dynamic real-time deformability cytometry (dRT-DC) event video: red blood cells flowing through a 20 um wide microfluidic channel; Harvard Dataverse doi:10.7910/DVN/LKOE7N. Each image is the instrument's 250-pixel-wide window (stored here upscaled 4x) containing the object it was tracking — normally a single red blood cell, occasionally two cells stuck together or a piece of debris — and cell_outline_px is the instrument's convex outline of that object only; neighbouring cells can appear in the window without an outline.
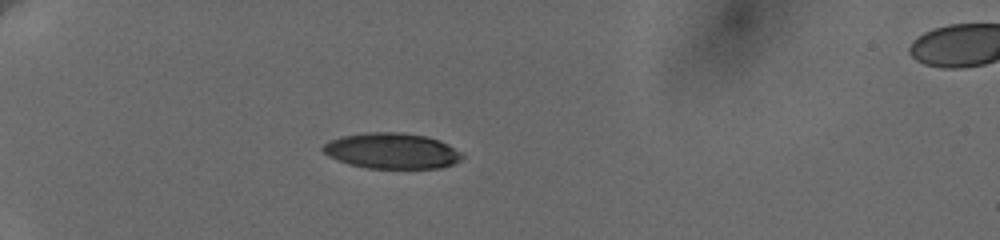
{"species": "human", "species_latin": "Homo sapiens", "temperature_condition": "cold", "stored_images_in_passage": 4, "camera_frame_rate_fps": 3000, "um_per_image_px": 0.085, "donor": {"sex": "female"}, "frame": {"image": 1, "passage_image": 1, "time_ms": 0.0, "image_size_px": [1000, 240], "cell_outline_px": [[464, 156], [460, 160], [452, 164], [440, 168], [368, 168], [348, 164], [328, 156], [320, 148], [324, 144], [332, 140], [344, 136], [368, 132], [400, 132], [424, 136], [440, 140], [448, 144], [460, 152]], "centroid_in_image_um": [33.31, 12.83], "position_along_channel_um": 51.7, "area_um2": 28.78}}